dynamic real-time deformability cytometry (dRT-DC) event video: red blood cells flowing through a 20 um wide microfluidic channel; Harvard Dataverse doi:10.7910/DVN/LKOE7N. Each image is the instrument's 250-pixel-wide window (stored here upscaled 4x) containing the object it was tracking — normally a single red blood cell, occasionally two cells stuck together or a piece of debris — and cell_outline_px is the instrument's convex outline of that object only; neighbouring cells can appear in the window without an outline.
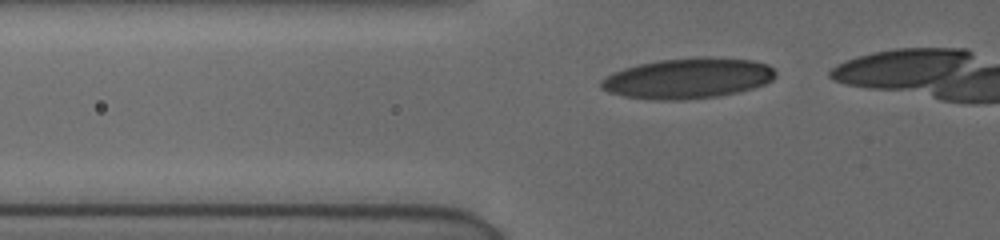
{"species": "human", "species_latin": "Homo sapiens", "temperature_condition": "cold", "stored_images_in_passage": 9, "camera_frame_rate_fps": 3000, "um_per_image_px": 0.085, "donor": {"sex": "female"}, "frame": {"image": 1, "passage_image": 2, "time_ms": 0.333, "image_size_px": [1000, 240], "cell_outline_px": [[776, 76], [772, 80], [764, 84], [752, 88], [736, 92], [716, 96], [680, 100], [656, 100], [624, 96], [608, 92], [600, 88], [600, 80], [604, 76], [612, 72], [624, 68], [640, 64], [660, 60], [704, 56], [708, 56], [752, 60], [768, 64], [776, 72]], "centroid_in_image_um": [58.45, 6.64], "position_along_channel_um": 67.4, "area_um2": 41.21}}
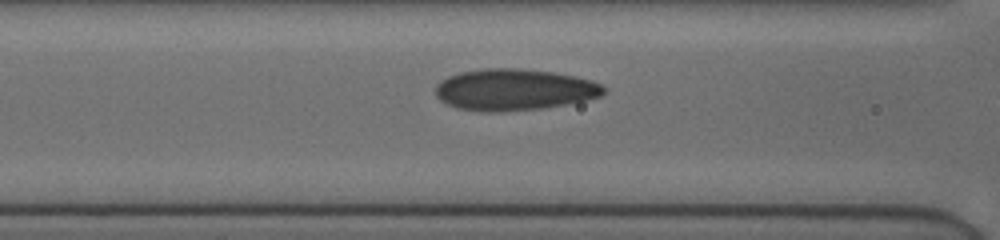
{"frame": {"image": 2, "passage_image": 7, "time_ms": 2.0, "image_size_px": [1000, 240], "cell_outline_px": [[604, 92], [600, 96], [584, 100], [564, 104], [540, 108], [496, 112], [484, 112], [456, 108], [440, 100], [436, 96], [436, 84], [440, 80], [448, 76], [460, 72], [484, 68], [520, 68], [552, 72], [576, 76], [592, 80], [600, 84], [604, 88]], "centroid_in_image_um": [43.66, 7.61], "position_along_channel_um": 122.9, "area_um2": 40.58}}